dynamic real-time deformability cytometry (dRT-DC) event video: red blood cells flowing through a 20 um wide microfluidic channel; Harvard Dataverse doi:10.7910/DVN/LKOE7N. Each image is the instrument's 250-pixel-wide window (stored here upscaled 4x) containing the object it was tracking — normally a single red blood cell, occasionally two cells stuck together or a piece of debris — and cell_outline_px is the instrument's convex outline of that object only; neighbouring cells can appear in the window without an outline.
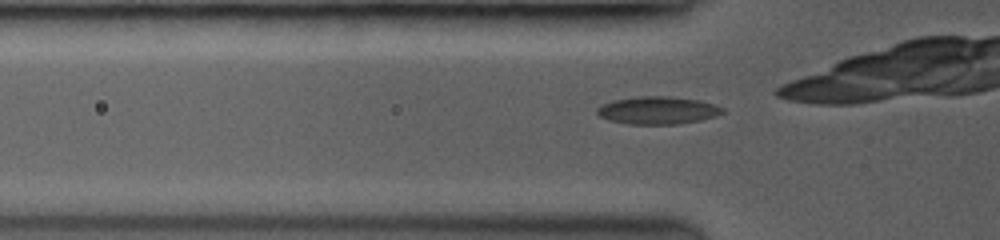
{"species": "common noctule bat (a hibernating species)", "species_latin": "Nyctalus noctula", "temperature_condition": "room temperature", "stored_images_in_passage": 32, "camera_frame_rate_fps": 3500, "um_per_image_px": 0.085, "animal": {"sex": "female", "body_mass_g": 19.0, "forearm_length_mm": 53.3}, "frame": {"image": 1, "passage_image": 2, "time_ms": 0.286, "image_size_px": [1000, 240], "cell_outline_px": [[724, 112], [700, 120], [676, 124], [628, 124], [608, 120], [600, 116], [596, 112], [596, 108], [604, 104], [616, 100], [644, 96], [660, 96], [696, 100], [712, 104], [724, 108]], "centroid_in_image_um": [55.86, 9.39], "position_along_channel_um": 69.9, "area_um2": 19.65}}
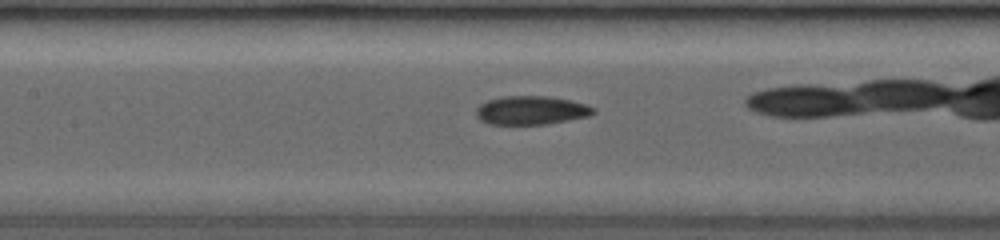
{"frame": {"image": 2, "passage_image": 10, "time_ms": 2.571, "image_size_px": [1000, 240], "cell_outline_px": [[596, 112], [588, 116], [568, 120], [544, 124], [488, 124], [480, 120], [476, 116], [476, 108], [480, 104], [488, 100], [508, 96], [544, 96], [568, 100], [584, 104], [592, 108]], "centroid_in_image_um": [45.09, 9.38], "position_along_channel_um": 162.3, "area_um2": 19.25}}
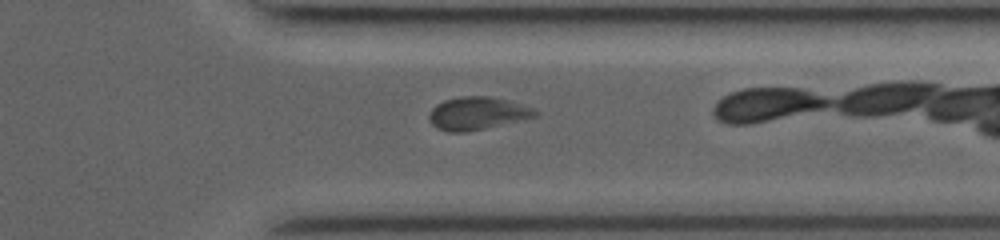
{"frame": {"image": 3, "passage_image": 28, "time_ms": 7.714, "image_size_px": [1000, 240], "cell_outline_px": [[540, 112], [536, 116], [488, 128], [464, 132], [448, 132], [436, 128], [428, 120], [428, 116], [432, 108], [436, 104], [444, 100], [460, 96], [488, 96], [512, 100], [536, 108]], "centroid_in_image_um": [40.6, 9.62], "position_along_channel_um": 370.8, "area_um2": 20.69}}